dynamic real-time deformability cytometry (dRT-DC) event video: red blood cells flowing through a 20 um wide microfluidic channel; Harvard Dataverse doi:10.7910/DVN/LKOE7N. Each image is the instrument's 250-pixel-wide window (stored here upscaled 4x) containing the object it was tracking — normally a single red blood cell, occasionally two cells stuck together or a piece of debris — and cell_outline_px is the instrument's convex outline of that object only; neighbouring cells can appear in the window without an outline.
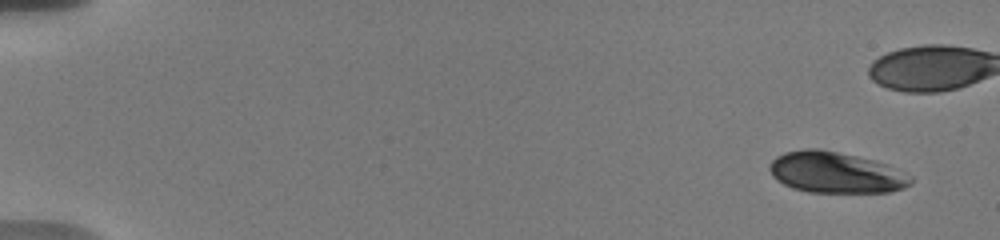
{"species": "human", "species_latin": "Homo sapiens", "temperature_condition": "warm", "stored_images_in_passage": 54, "camera_frame_rate_fps": 3000, "um_per_image_px": 0.085, "donor": {"sex": "male"}, "frame": {"image": 1, "passage_image": 1, "time_ms": 0.0, "image_size_px": [1000, 240], "cell_outline_px": [[912, 184], [904, 188], [892, 192], [808, 192], [792, 188], [776, 180], [772, 176], [768, 168], [772, 160], [776, 156], [784, 152], [804, 148], [816, 148], [876, 160], [888, 164], [912, 176]], "centroid_in_image_um": [71.04, 14.66], "position_along_channel_um": 14.0, "area_um2": 34.1}}
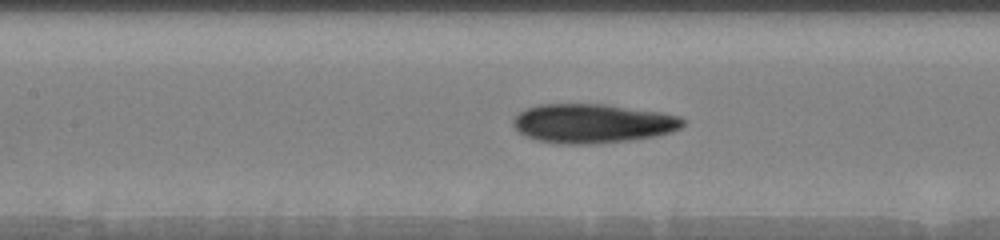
{"frame": {"image": 2, "passage_image": 25, "time_ms": 8.0, "image_size_px": [1000, 240], "cell_outline_px": [[684, 124], [680, 128], [672, 132], [656, 136], [632, 140], [592, 144], [556, 144], [536, 140], [520, 132], [512, 124], [512, 120], [520, 112], [528, 108], [540, 104], [608, 104], [660, 112], [680, 116], [684, 120]], "centroid_in_image_um": [50.4, 10.49], "position_along_channel_um": 157.0, "area_um2": 38.9}}
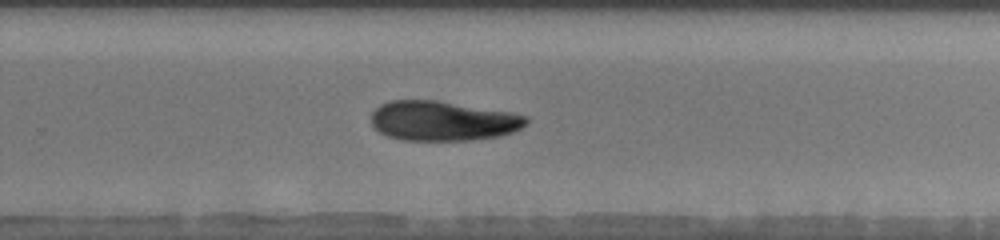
{"frame": {"image": 3, "passage_image": 36, "time_ms": 11.667, "image_size_px": [1000, 240], "cell_outline_px": [[528, 124], [512, 132], [500, 136], [468, 140], [404, 140], [388, 136], [380, 132], [372, 124], [372, 112], [380, 104], [388, 100], [436, 100], [512, 112], [528, 116]], "centroid_in_image_um": [37.66, 10.26], "position_along_channel_um": 292.1, "area_um2": 35.95}, "authors_computed_cell_mechanics": {"area_um2": 35.2002, "velocity_mm_per_s": 3.6991, "shape_relaxation_time_tau1_ms": 3.1222, "shape_relaxation_time_tau2_ms": null, "deformation_change_tau1": 0.0695, "deformation_change_tau2": null}}